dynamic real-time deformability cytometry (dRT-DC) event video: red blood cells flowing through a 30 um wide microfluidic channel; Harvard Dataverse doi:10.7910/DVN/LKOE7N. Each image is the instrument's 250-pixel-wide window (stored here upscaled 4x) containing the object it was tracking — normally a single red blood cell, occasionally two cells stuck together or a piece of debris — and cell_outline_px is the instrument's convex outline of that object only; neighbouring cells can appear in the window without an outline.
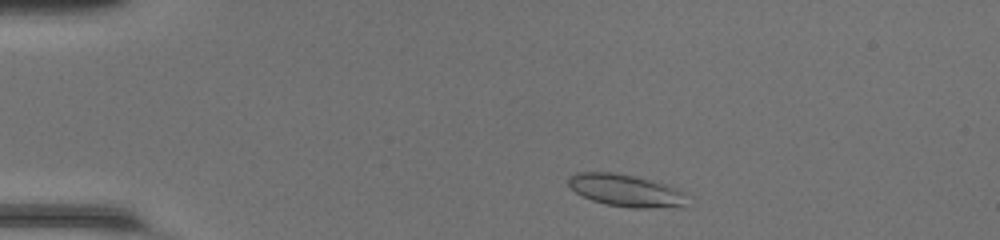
{"species": "common noctule bat (a hibernating species)", "species_latin": "Nyctalus noctula", "temperature_condition": "room temperature", "stored_images_in_passage": 43, "camera_frame_rate_fps": 3000, "um_per_image_px": 0.085, "animal": {"sex": "female", "body_mass_g": 20.0, "forearm_length_mm": 54.0}, "frame": {"image": 1, "passage_image": 4, "time_ms": 1.0, "image_size_px": [1000, 240], "cell_outline_px": [[692, 196], [680, 204], [648, 208], [632, 208], [604, 204], [592, 200], [576, 192], [568, 184], [568, 176], [576, 172], [612, 172], [652, 180], [676, 188]], "centroid_in_image_um": [53.15, 16.17], "position_along_channel_um": 31.9, "area_um2": 21.96}}
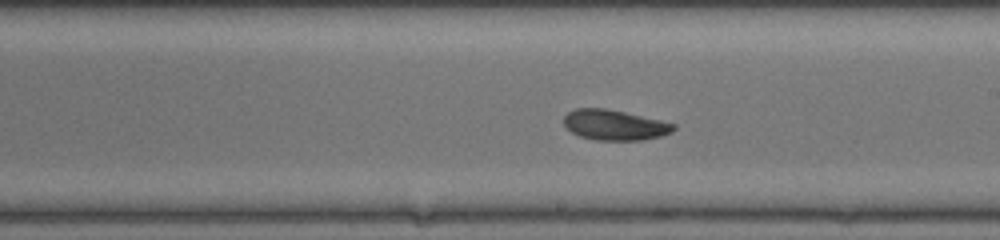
{"frame": {"image": 2, "passage_image": 23, "time_ms": 7.333, "image_size_px": [1000, 240], "cell_outline_px": [[676, 128], [672, 132], [660, 136], [644, 140], [596, 140], [580, 136], [572, 132], [564, 124], [564, 116], [568, 112], [576, 108], [604, 108], [624, 112], [660, 120], [676, 124]], "centroid_in_image_um": [52.25, 10.62], "position_along_channel_um": 236.8, "area_um2": 19.31}}
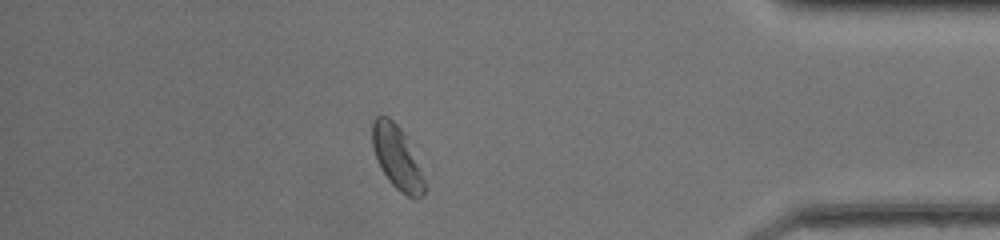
{"frame": {"image": 3, "passage_image": 37, "time_ms": 12.0, "image_size_px": [1000, 240], "cell_outline_px": [[428, 188], [416, 200], [400, 192], [388, 180], [380, 168], [376, 160], [372, 148], [372, 120], [376, 116], [388, 116], [400, 128], [404, 136]], "centroid_in_image_um": [33.7, 13.41], "position_along_channel_um": 401.5, "area_um2": 18.9}, "authors_computed_cell_mechanics": {"area_um2": 19.8832, "velocity_mm_per_s": 4.262, "shape_relaxation_time_tau1_ms": 3.1317, "shape_relaxation_time_tau2_ms": null, "deformation_change_tau1": 0.0853, "deformation_change_tau2": null}}